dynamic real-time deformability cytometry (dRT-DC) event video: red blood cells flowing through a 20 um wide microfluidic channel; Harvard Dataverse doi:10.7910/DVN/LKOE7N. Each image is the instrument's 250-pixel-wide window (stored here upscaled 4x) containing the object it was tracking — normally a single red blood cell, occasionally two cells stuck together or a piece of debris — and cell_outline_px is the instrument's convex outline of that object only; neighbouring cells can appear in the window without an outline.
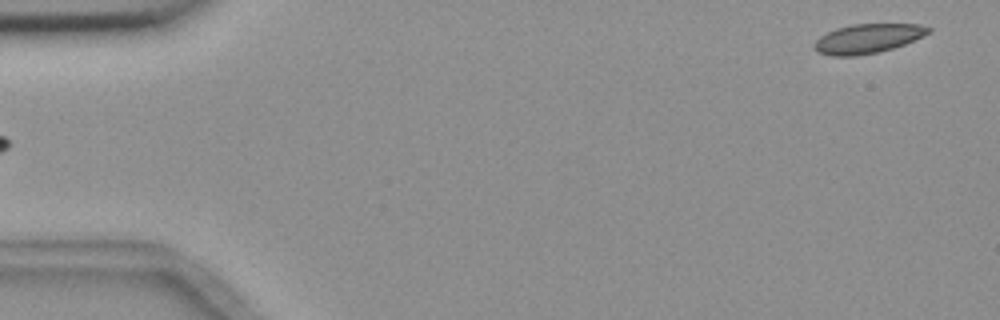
{"species": "common noctule bat (a hibernating species)", "species_latin": "Nyctalus noctula", "temperature_condition": "room temperature", "stored_images_in_passage": 5, "camera_frame_rate_fps": 3000, "um_per_image_px": 0.085, "animal": {"sex": "female", "body_mass_g": 18.4}, "frame": {"image": 1, "passage_image": 1, "time_ms": 0.0, "image_size_px": [1000, 320], "cell_outline_px": [[932, 32], [924, 36], [904, 44], [880, 52], [856, 56], [832, 56], [816, 52], [812, 48], [812, 44], [820, 36], [836, 28], [852, 24], [920, 24], [932, 28]], "centroid_in_image_um": [73.74, 3.28], "position_along_channel_um": 11.3, "area_um2": 19.77}}
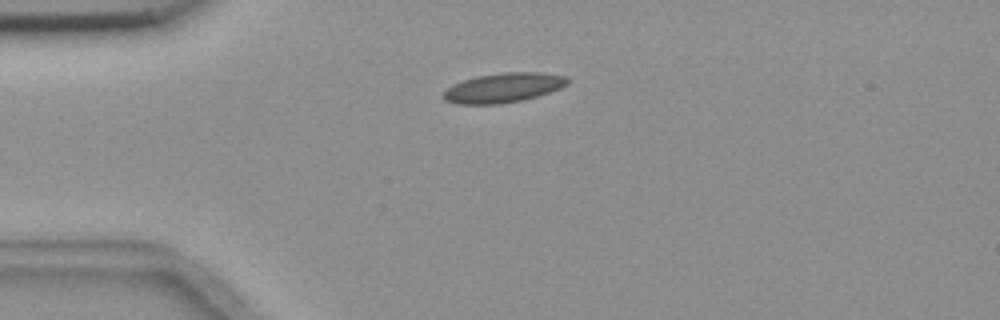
{"frame": {"image": 2, "passage_image": 4, "time_ms": 3.667, "image_size_px": [1000, 320], "cell_outline_px": [[572, 80], [568, 84], [560, 88], [524, 100], [500, 104], [456, 104], [444, 100], [444, 92], [448, 88], [464, 80], [476, 76], [500, 72], [540, 72], [564, 76]], "centroid_in_image_um": [42.82, 7.45], "position_along_channel_um": 42.2, "area_um2": 21.33}}